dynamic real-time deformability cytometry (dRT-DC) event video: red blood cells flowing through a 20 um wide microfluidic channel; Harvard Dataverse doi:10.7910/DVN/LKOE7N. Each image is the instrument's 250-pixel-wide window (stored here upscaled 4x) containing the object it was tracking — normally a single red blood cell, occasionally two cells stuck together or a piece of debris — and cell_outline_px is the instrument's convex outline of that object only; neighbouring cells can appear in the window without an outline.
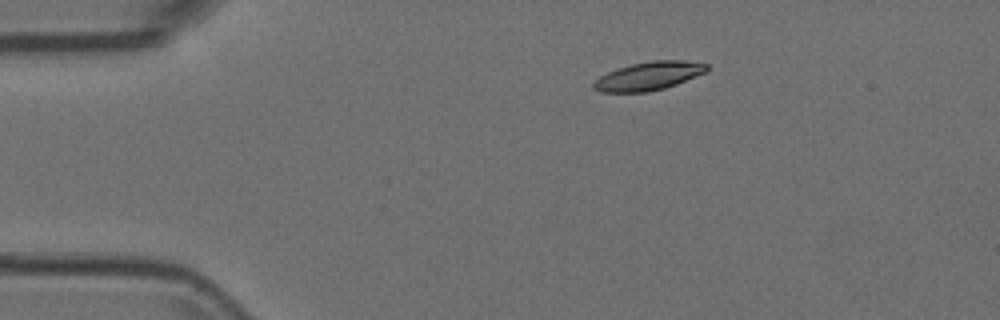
{"species": "Egyptian fruit bat (a non-hibernating species)", "species_latin": "Rousettus aegyptiacus", "temperature_condition": "room temperature", "stored_images_in_passage": 7, "camera_frame_rate_fps": 3000, "um_per_image_px": 0.085, "animal": {"sex": "female"}, "frame": {"image": 1, "passage_image": 1, "time_ms": 0.0, "image_size_px": [1000, 320], "cell_outline_px": [[708, 72], [676, 84], [664, 88], [648, 92], [600, 92], [592, 88], [592, 84], [600, 76], [608, 72], [632, 64], [652, 60], [684, 60], [708, 64]], "centroid_in_image_um": [55.16, 6.46], "position_along_channel_um": 29.8, "area_um2": 18.73}}